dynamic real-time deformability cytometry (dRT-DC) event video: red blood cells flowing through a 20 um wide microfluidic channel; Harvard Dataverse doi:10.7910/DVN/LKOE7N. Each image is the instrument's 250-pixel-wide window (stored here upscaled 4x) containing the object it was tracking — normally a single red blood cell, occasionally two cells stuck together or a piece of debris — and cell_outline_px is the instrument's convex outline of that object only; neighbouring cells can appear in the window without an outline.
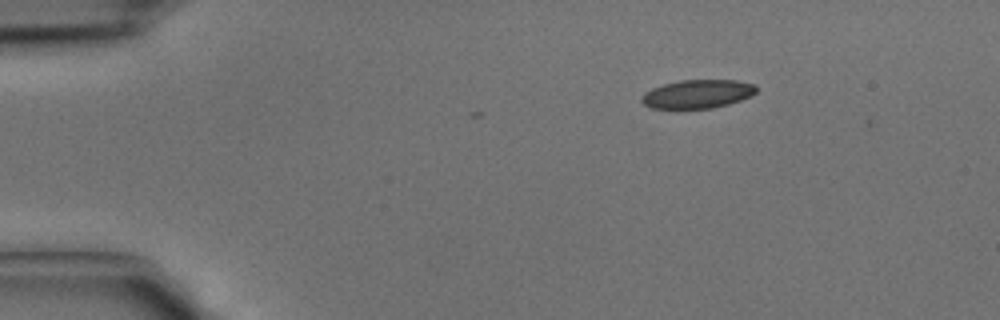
{"species": "common noctule bat (a hibernating species)", "species_latin": "Nyctalus noctula", "temperature_condition": "cold", "stored_images_in_passage": 30, "camera_frame_rate_fps": 3000, "um_per_image_px": 0.085, "animal": {"sex": "male", "body_mass_g": 15.6}, "frame": {"image": 1, "passage_image": 1, "time_ms": 0.0, "image_size_px": [1000, 320], "cell_outline_px": [[756, 92], [740, 100], [728, 104], [712, 108], [652, 108], [644, 104], [640, 100], [640, 96], [644, 92], [652, 88], [664, 84], [680, 80], [736, 80], [756, 84]], "centroid_in_image_um": [59.26, 7.98], "position_along_channel_um": 25.7, "area_um2": 19.02}}
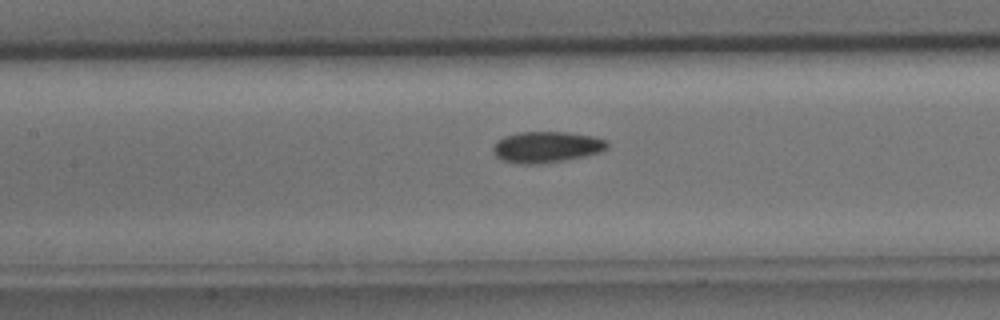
{"frame": {"image": 2, "passage_image": 14, "time_ms": 4.333, "image_size_px": [1000, 320], "cell_outline_px": [[608, 148], [600, 152], [584, 156], [564, 160], [540, 164], [516, 164], [500, 160], [492, 152], [492, 148], [496, 140], [504, 136], [520, 132], [568, 132], [592, 136], [608, 140]], "centroid_in_image_um": [46.42, 12.5], "position_along_channel_um": 161.0, "area_um2": 20.98}}
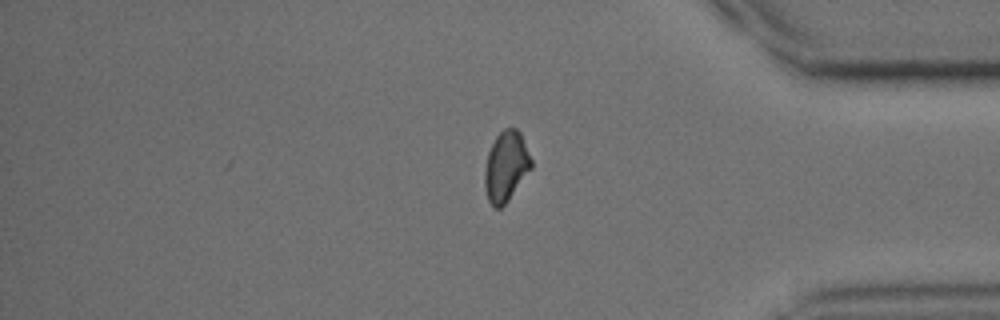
{"frame": {"image": 3, "passage_image": 30, "time_ms": 9.667, "image_size_px": [1000, 320], "cell_outline_px": [[532, 168], [508, 200], [500, 208], [492, 208], [488, 200], [484, 184], [484, 168], [488, 152], [496, 136], [504, 128], [516, 128], [520, 132], [532, 160]], "centroid_in_image_um": [43.0, 14.15], "position_along_channel_um": 392.2, "area_um2": 19.07}}